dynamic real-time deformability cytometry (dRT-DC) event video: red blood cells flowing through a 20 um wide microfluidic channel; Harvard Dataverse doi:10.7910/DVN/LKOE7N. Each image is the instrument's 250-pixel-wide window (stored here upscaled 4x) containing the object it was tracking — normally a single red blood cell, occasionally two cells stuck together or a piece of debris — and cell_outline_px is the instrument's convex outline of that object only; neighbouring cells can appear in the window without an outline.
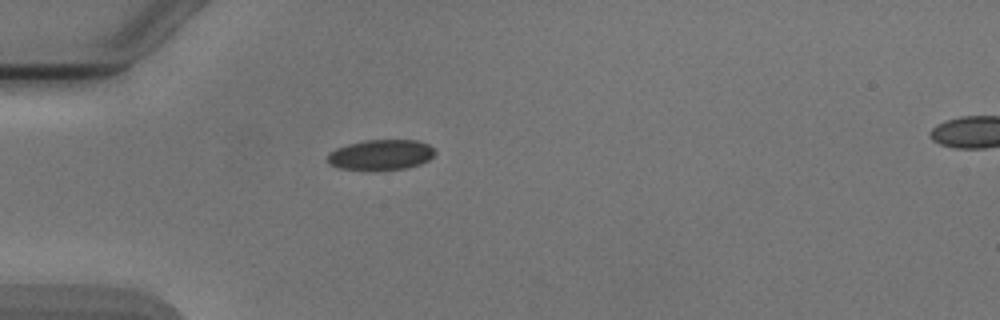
{"species": "Egyptian fruit bat (a non-hibernating species)", "species_latin": "Rousettus aegyptiacus", "temperature_condition": "cold", "stored_images_in_passage": 2, "camera_frame_rate_fps": 3000, "um_per_image_px": 0.085, "animal": {"sex": "male"}, "frame": {"image": 1, "passage_image": 1, "time_ms": 0.0, "image_size_px": [1000, 320], "cell_outline_px": [[436, 152], [428, 160], [420, 164], [404, 168], [340, 168], [332, 164], [328, 160], [328, 152], [336, 148], [348, 144], [364, 140], [416, 140], [428, 144]], "centroid_in_image_um": [32.39, 13.11], "position_along_channel_um": 52.6, "area_um2": 18.32}}